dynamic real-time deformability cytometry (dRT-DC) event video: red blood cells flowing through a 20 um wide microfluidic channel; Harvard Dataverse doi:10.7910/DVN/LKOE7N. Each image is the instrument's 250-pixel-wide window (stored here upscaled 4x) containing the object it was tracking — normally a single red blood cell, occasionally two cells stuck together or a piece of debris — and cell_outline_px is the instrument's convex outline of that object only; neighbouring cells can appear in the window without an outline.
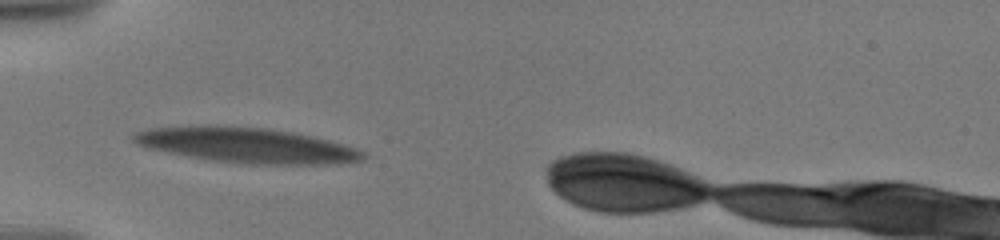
{"species": "human", "species_latin": "Homo sapiens", "temperature_condition": "warm", "stored_images_in_passage": 43, "camera_frame_rate_fps": 3000, "um_per_image_px": 0.085, "donor": {"sex": "male"}, "frame": {"image": 1, "passage_image": 1, "time_ms": 0.0, "image_size_px": [1000, 240], "cell_outline_px": [[368, 156], [364, 160], [336, 164], [252, 164], [216, 160], [188, 156], [152, 148], [136, 144], [132, 140], [132, 136], [136, 132], [148, 128], [208, 124], [216, 124], [268, 128], [292, 132], [312, 136], [328, 140], [356, 148], [364, 152]], "centroid_in_image_um": [20.99, 12.32], "position_along_channel_um": 64.0, "area_um2": 47.11}}
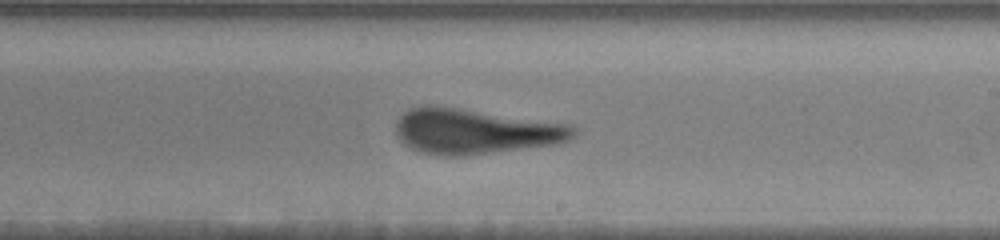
{"frame": {"image": 2, "passage_image": 22, "time_ms": 5.333, "image_size_px": [1000, 240], "cell_outline_px": [[580, 132], [568, 140], [556, 144], [464, 156], [444, 156], [424, 152], [412, 148], [404, 144], [396, 132], [396, 120], [408, 108], [424, 104], [440, 104], [572, 124]], "centroid_in_image_um": [40.4, 11.12], "position_along_channel_um": 248.6, "area_um2": 47.74}}
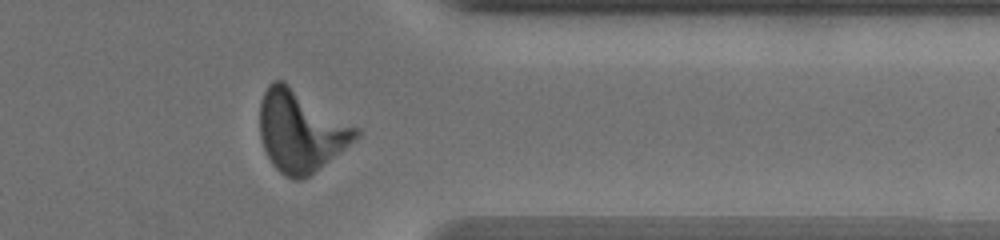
{"frame": {"image": 3, "passage_image": 39, "time_ms": 9.333, "image_size_px": [1000, 240], "cell_outline_px": [[360, 136], [320, 168], [308, 176], [300, 180], [292, 180], [284, 176], [272, 164], [264, 148], [260, 136], [260, 100], [268, 84], [272, 80], [284, 80], [360, 128]], "centroid_in_image_um": [25.57, 11.11], "position_along_channel_um": 385.8, "area_um2": 45.95}, "authors_computed_cell_mechanics": {"area_um2": 46.1244, "velocity_mm_per_s": 3.57, "shape_relaxation_time_tau1_ms": 6.7026, "shape_relaxation_time_tau2_ms": 1.4971, "deformation_change_tau1": 0.2448, "deformation_change_tau2": 0.1121}}